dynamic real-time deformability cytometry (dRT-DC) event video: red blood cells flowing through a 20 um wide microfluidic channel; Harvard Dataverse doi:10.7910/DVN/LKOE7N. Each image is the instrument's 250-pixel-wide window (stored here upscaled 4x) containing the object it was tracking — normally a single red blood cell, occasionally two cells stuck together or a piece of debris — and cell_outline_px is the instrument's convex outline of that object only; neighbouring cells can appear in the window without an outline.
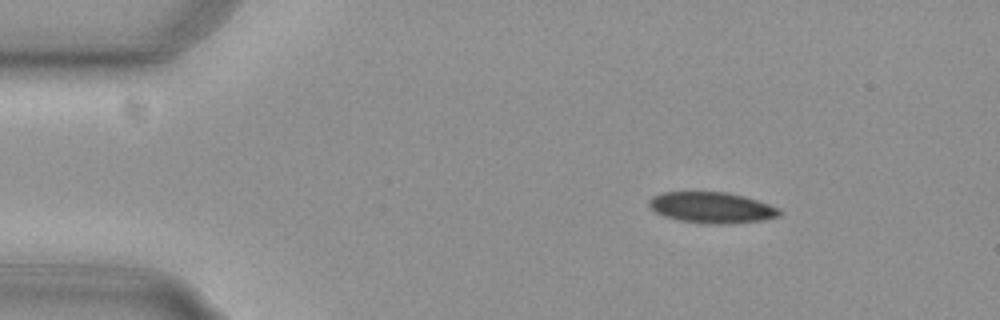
{"species": "common noctule bat (a hibernating species)", "species_latin": "Nyctalus noctula", "temperature_condition": "cold", "stored_images_in_passage": 48, "camera_frame_rate_fps": 3000, "um_per_image_px": 0.085, "animal": {"sex": "female", "body_mass_g": 29.2, "forearm_length_mm": 56.3}, "frame": {"image": 1, "passage_image": 1, "time_ms": 0.0, "image_size_px": [1000, 320], "cell_outline_px": [[784, 212], [780, 216], [764, 220], [732, 224], [708, 224], [680, 220], [664, 216], [656, 212], [648, 204], [648, 200], [652, 196], [664, 192], [728, 192], [744, 196], [780, 208]], "centroid_in_image_um": [60.54, 17.65], "position_along_channel_um": 24.5, "area_um2": 23.7}}
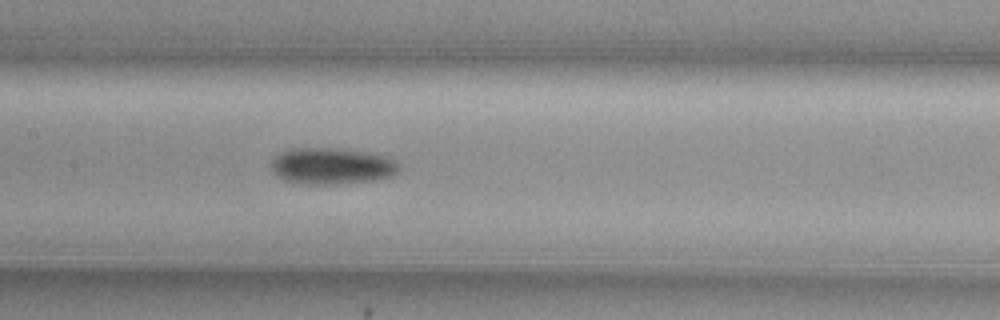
{"frame": {"image": 2, "passage_image": 19, "time_ms": 6.0, "image_size_px": [1000, 320], "cell_outline_px": [[400, 172], [392, 176], [372, 180], [332, 184], [304, 184], [284, 180], [276, 176], [272, 168], [272, 160], [280, 152], [292, 148], [340, 148], [368, 152], [388, 156], [396, 160], [400, 164]], "centroid_in_image_um": [28.24, 14.1], "position_along_channel_um": 179.2, "area_um2": 27.4}}
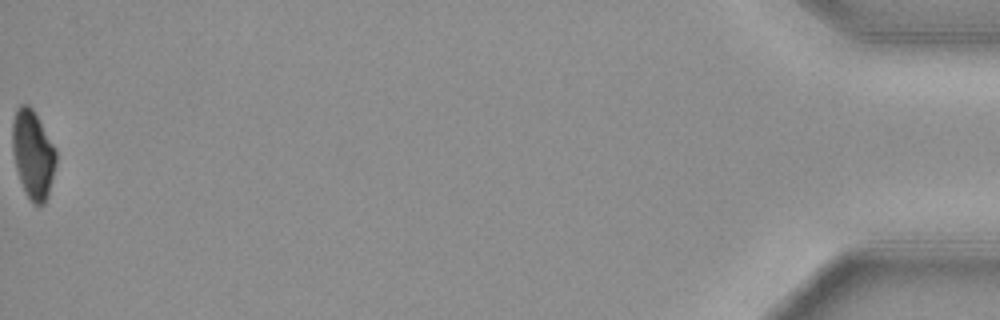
{"frame": {"image": 3, "passage_image": 48, "time_ms": 15.667, "image_size_px": [1000, 320], "cell_outline_px": [[56, 164], [48, 196], [44, 204], [32, 204], [24, 192], [16, 168], [12, 152], [12, 124], [16, 108], [20, 104], [28, 104], [32, 108], [56, 148]], "centroid_in_image_um": [2.79, 13.12], "position_along_channel_um": 432.4, "area_um2": 22.66}, "authors_computed_cell_mechanics": {"area_um2": 25.3742, "velocity_mm_per_s": 3.7505, "shape_relaxation_time_tau1_ms": 3.25, "shape_relaxation_time_tau2_ms": null, "deformation_change_tau1": 0.123, "deformation_change_tau2": null}}